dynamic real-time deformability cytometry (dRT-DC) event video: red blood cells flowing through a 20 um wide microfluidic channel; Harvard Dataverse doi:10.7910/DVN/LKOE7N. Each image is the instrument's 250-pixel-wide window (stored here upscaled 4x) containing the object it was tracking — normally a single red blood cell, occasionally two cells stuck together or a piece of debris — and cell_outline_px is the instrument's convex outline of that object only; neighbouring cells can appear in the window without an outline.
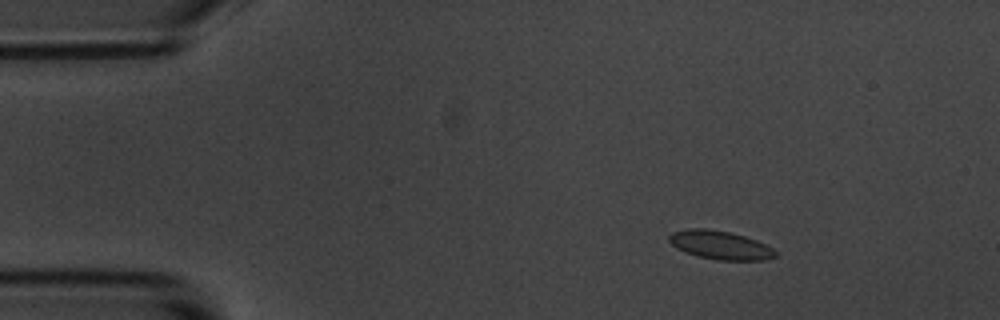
{"species": "common noctule bat (a hibernating species)", "species_latin": "Nyctalus noctula", "temperature_condition": "room temperature", "stored_images_in_passage": 9, "camera_frame_rate_fps": 3000, "um_per_image_px": 0.085, "animal": {"sex": "male", "body_mass_g": 20.1, "forearm_length_mm": 53.5}, "frame": {"image": 1, "passage_image": 3, "time_ms": 2.333, "image_size_px": [1000, 320], "cell_outline_px": [[776, 256], [764, 260], [716, 260], [696, 256], [684, 252], [676, 248], [668, 240], [668, 236], [672, 232], [688, 228], [708, 228], [728, 232], [744, 236], [756, 240], [772, 248], [776, 252]], "centroid_in_image_um": [61.17, 20.83], "position_along_channel_um": 23.8, "area_um2": 17.74}}
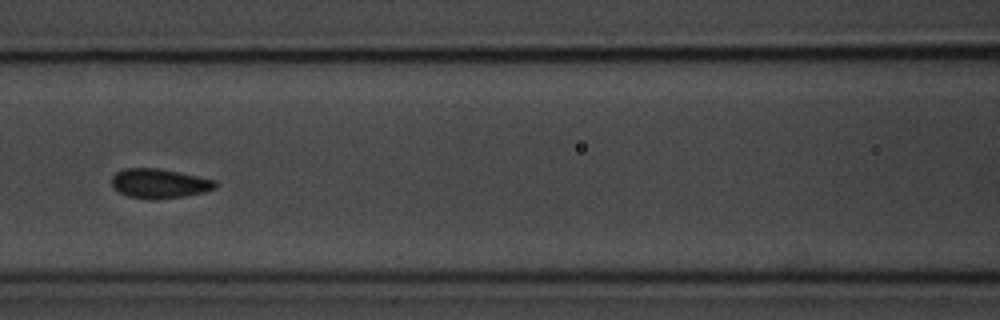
{"frame": {"image": 2, "passage_image": 8, "time_ms": 8.0, "image_size_px": [1000, 320], "cell_outline_px": [[220, 184], [216, 188], [204, 192], [184, 196], [156, 200], [152, 200], [128, 196], [112, 188], [112, 176], [116, 172], [124, 168], [156, 168], [216, 180]], "centroid_in_image_um": [13.54, 15.61], "position_along_channel_um": 153.1, "area_um2": 17.86}}
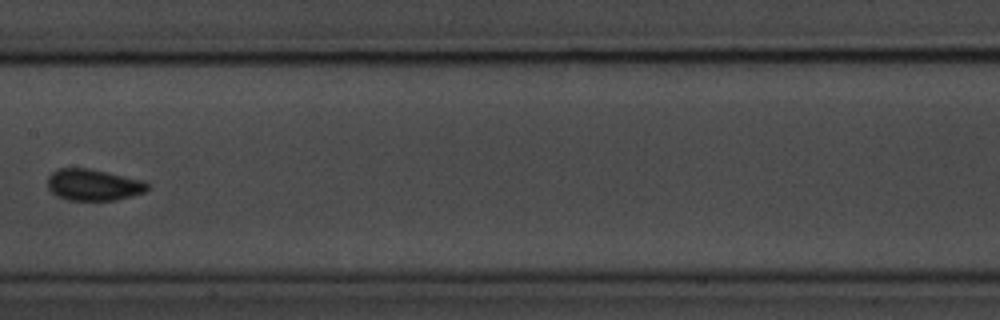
{"frame": {"image": 3, "passage_image": 9, "time_ms": 9.333, "image_size_px": [1000, 320], "cell_outline_px": [[152, 184], [144, 192], [132, 196], [116, 200], [68, 200], [52, 192], [48, 188], [48, 176], [52, 172], [60, 168], [92, 168], [144, 180]], "centroid_in_image_um": [7.99, 15.7], "position_along_channel_um": 199.4, "area_um2": 18.5}}